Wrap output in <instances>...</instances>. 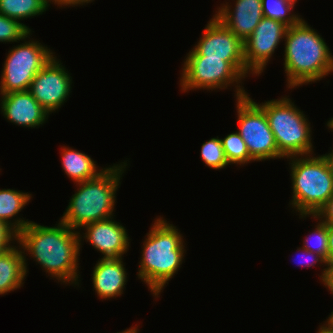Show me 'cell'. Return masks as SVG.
Here are the masks:
<instances>
[{"label": "cell", "mask_w": 333, "mask_h": 333, "mask_svg": "<svg viewBox=\"0 0 333 333\" xmlns=\"http://www.w3.org/2000/svg\"><path fill=\"white\" fill-rule=\"evenodd\" d=\"M238 133L254 161L283 159L265 112L249 96L236 99Z\"/></svg>", "instance_id": "cell-9"}, {"label": "cell", "mask_w": 333, "mask_h": 333, "mask_svg": "<svg viewBox=\"0 0 333 333\" xmlns=\"http://www.w3.org/2000/svg\"><path fill=\"white\" fill-rule=\"evenodd\" d=\"M1 95L0 110L9 122L18 126L35 128L47 121L49 113L28 90Z\"/></svg>", "instance_id": "cell-14"}, {"label": "cell", "mask_w": 333, "mask_h": 333, "mask_svg": "<svg viewBox=\"0 0 333 333\" xmlns=\"http://www.w3.org/2000/svg\"><path fill=\"white\" fill-rule=\"evenodd\" d=\"M79 233L80 231L71 229L61 220L54 227L31 221L18 233L17 244L23 254H31L50 277L63 284L79 286L78 256L82 246Z\"/></svg>", "instance_id": "cell-1"}, {"label": "cell", "mask_w": 333, "mask_h": 333, "mask_svg": "<svg viewBox=\"0 0 333 333\" xmlns=\"http://www.w3.org/2000/svg\"><path fill=\"white\" fill-rule=\"evenodd\" d=\"M231 7L223 3L214 16L244 42L263 18L261 0H236Z\"/></svg>", "instance_id": "cell-15"}, {"label": "cell", "mask_w": 333, "mask_h": 333, "mask_svg": "<svg viewBox=\"0 0 333 333\" xmlns=\"http://www.w3.org/2000/svg\"><path fill=\"white\" fill-rule=\"evenodd\" d=\"M187 56L222 58L244 78L248 76L244 59V42L214 15L206 25L202 37Z\"/></svg>", "instance_id": "cell-10"}, {"label": "cell", "mask_w": 333, "mask_h": 333, "mask_svg": "<svg viewBox=\"0 0 333 333\" xmlns=\"http://www.w3.org/2000/svg\"><path fill=\"white\" fill-rule=\"evenodd\" d=\"M284 39L287 88L319 81L333 72V55L328 45L303 18L287 28Z\"/></svg>", "instance_id": "cell-2"}, {"label": "cell", "mask_w": 333, "mask_h": 333, "mask_svg": "<svg viewBox=\"0 0 333 333\" xmlns=\"http://www.w3.org/2000/svg\"><path fill=\"white\" fill-rule=\"evenodd\" d=\"M26 261L20 245L0 253V295L22 287L28 272Z\"/></svg>", "instance_id": "cell-17"}, {"label": "cell", "mask_w": 333, "mask_h": 333, "mask_svg": "<svg viewBox=\"0 0 333 333\" xmlns=\"http://www.w3.org/2000/svg\"><path fill=\"white\" fill-rule=\"evenodd\" d=\"M94 0H53L52 2L60 7L62 6H72V7H75V6H80V5H83V4H87L89 2H93Z\"/></svg>", "instance_id": "cell-30"}, {"label": "cell", "mask_w": 333, "mask_h": 333, "mask_svg": "<svg viewBox=\"0 0 333 333\" xmlns=\"http://www.w3.org/2000/svg\"><path fill=\"white\" fill-rule=\"evenodd\" d=\"M51 0H0V14L18 21L45 12Z\"/></svg>", "instance_id": "cell-20"}, {"label": "cell", "mask_w": 333, "mask_h": 333, "mask_svg": "<svg viewBox=\"0 0 333 333\" xmlns=\"http://www.w3.org/2000/svg\"><path fill=\"white\" fill-rule=\"evenodd\" d=\"M127 162L107 167L96 178L76 183V193L71 196L69 205L60 219L71 229L109 219L113 215L120 178L126 170Z\"/></svg>", "instance_id": "cell-4"}, {"label": "cell", "mask_w": 333, "mask_h": 333, "mask_svg": "<svg viewBox=\"0 0 333 333\" xmlns=\"http://www.w3.org/2000/svg\"><path fill=\"white\" fill-rule=\"evenodd\" d=\"M59 61L53 56L35 75L28 89L49 114L61 108L72 88V77Z\"/></svg>", "instance_id": "cell-11"}, {"label": "cell", "mask_w": 333, "mask_h": 333, "mask_svg": "<svg viewBox=\"0 0 333 333\" xmlns=\"http://www.w3.org/2000/svg\"><path fill=\"white\" fill-rule=\"evenodd\" d=\"M287 28L283 22L262 18L253 33L244 41V59L249 75H261L278 44L284 39Z\"/></svg>", "instance_id": "cell-12"}, {"label": "cell", "mask_w": 333, "mask_h": 333, "mask_svg": "<svg viewBox=\"0 0 333 333\" xmlns=\"http://www.w3.org/2000/svg\"><path fill=\"white\" fill-rule=\"evenodd\" d=\"M243 78L229 62L222 60V58L186 56L180 86L182 91L187 92L193 89L223 90L233 84L236 88V99H239L249 94L242 87L241 79Z\"/></svg>", "instance_id": "cell-8"}, {"label": "cell", "mask_w": 333, "mask_h": 333, "mask_svg": "<svg viewBox=\"0 0 333 333\" xmlns=\"http://www.w3.org/2000/svg\"><path fill=\"white\" fill-rule=\"evenodd\" d=\"M139 329H138V325L133 326L132 328H128L125 331L122 332H117V333H138Z\"/></svg>", "instance_id": "cell-34"}, {"label": "cell", "mask_w": 333, "mask_h": 333, "mask_svg": "<svg viewBox=\"0 0 333 333\" xmlns=\"http://www.w3.org/2000/svg\"><path fill=\"white\" fill-rule=\"evenodd\" d=\"M61 152L62 168L75 183L96 178L105 169H99L90 156L76 149L64 146Z\"/></svg>", "instance_id": "cell-18"}, {"label": "cell", "mask_w": 333, "mask_h": 333, "mask_svg": "<svg viewBox=\"0 0 333 333\" xmlns=\"http://www.w3.org/2000/svg\"><path fill=\"white\" fill-rule=\"evenodd\" d=\"M12 241V242H11ZM18 241V233L4 221L0 220V253L8 251Z\"/></svg>", "instance_id": "cell-27"}, {"label": "cell", "mask_w": 333, "mask_h": 333, "mask_svg": "<svg viewBox=\"0 0 333 333\" xmlns=\"http://www.w3.org/2000/svg\"><path fill=\"white\" fill-rule=\"evenodd\" d=\"M327 127L333 131V118H331V120L327 121ZM326 157V159L328 160V162L330 163V165L333 167V149L330 153L325 154L324 155Z\"/></svg>", "instance_id": "cell-31"}, {"label": "cell", "mask_w": 333, "mask_h": 333, "mask_svg": "<svg viewBox=\"0 0 333 333\" xmlns=\"http://www.w3.org/2000/svg\"><path fill=\"white\" fill-rule=\"evenodd\" d=\"M201 158L210 168L220 170L230 165L226 159L220 138H211L201 146Z\"/></svg>", "instance_id": "cell-23"}, {"label": "cell", "mask_w": 333, "mask_h": 333, "mask_svg": "<svg viewBox=\"0 0 333 333\" xmlns=\"http://www.w3.org/2000/svg\"><path fill=\"white\" fill-rule=\"evenodd\" d=\"M291 160L292 200L300 218L316 215L333 195V167L324 155H301Z\"/></svg>", "instance_id": "cell-5"}, {"label": "cell", "mask_w": 333, "mask_h": 333, "mask_svg": "<svg viewBox=\"0 0 333 333\" xmlns=\"http://www.w3.org/2000/svg\"><path fill=\"white\" fill-rule=\"evenodd\" d=\"M297 251H301L302 255L300 256V259L302 258L304 262H299L298 266L302 267H314V264L316 265V263L319 262V265L320 263H322V265L324 266H327L326 268L323 269L322 271V274L320 275V279L322 280L321 282L323 283V285H325L328 281V278H329V273H330V269L328 267V263L327 261L320 255L318 254H315L313 252H310L309 250H306L305 248H297Z\"/></svg>", "instance_id": "cell-26"}, {"label": "cell", "mask_w": 333, "mask_h": 333, "mask_svg": "<svg viewBox=\"0 0 333 333\" xmlns=\"http://www.w3.org/2000/svg\"><path fill=\"white\" fill-rule=\"evenodd\" d=\"M333 294V293H332ZM325 324H327L330 328H333V311L329 315L328 319L326 320Z\"/></svg>", "instance_id": "cell-35"}, {"label": "cell", "mask_w": 333, "mask_h": 333, "mask_svg": "<svg viewBox=\"0 0 333 333\" xmlns=\"http://www.w3.org/2000/svg\"><path fill=\"white\" fill-rule=\"evenodd\" d=\"M325 287H327V289L333 293V266L330 268L329 278L325 284Z\"/></svg>", "instance_id": "cell-32"}, {"label": "cell", "mask_w": 333, "mask_h": 333, "mask_svg": "<svg viewBox=\"0 0 333 333\" xmlns=\"http://www.w3.org/2000/svg\"><path fill=\"white\" fill-rule=\"evenodd\" d=\"M85 233H79L80 241L82 237L90 243L97 251H100L102 258H121L127 253L129 240L125 227L116 222L113 217L97 221L84 226Z\"/></svg>", "instance_id": "cell-13"}, {"label": "cell", "mask_w": 333, "mask_h": 333, "mask_svg": "<svg viewBox=\"0 0 333 333\" xmlns=\"http://www.w3.org/2000/svg\"><path fill=\"white\" fill-rule=\"evenodd\" d=\"M31 32L25 24L0 14V42H18Z\"/></svg>", "instance_id": "cell-25"}, {"label": "cell", "mask_w": 333, "mask_h": 333, "mask_svg": "<svg viewBox=\"0 0 333 333\" xmlns=\"http://www.w3.org/2000/svg\"><path fill=\"white\" fill-rule=\"evenodd\" d=\"M256 104L265 112L278 152L284 158L312 155L310 122L290 98L285 96Z\"/></svg>", "instance_id": "cell-6"}, {"label": "cell", "mask_w": 333, "mask_h": 333, "mask_svg": "<svg viewBox=\"0 0 333 333\" xmlns=\"http://www.w3.org/2000/svg\"><path fill=\"white\" fill-rule=\"evenodd\" d=\"M146 236L137 276L158 298L183 263L185 242L176 226L163 217L155 220Z\"/></svg>", "instance_id": "cell-3"}, {"label": "cell", "mask_w": 333, "mask_h": 333, "mask_svg": "<svg viewBox=\"0 0 333 333\" xmlns=\"http://www.w3.org/2000/svg\"><path fill=\"white\" fill-rule=\"evenodd\" d=\"M312 217L318 221L321 220L325 224H333V195L327 200L317 214L312 215Z\"/></svg>", "instance_id": "cell-28"}, {"label": "cell", "mask_w": 333, "mask_h": 333, "mask_svg": "<svg viewBox=\"0 0 333 333\" xmlns=\"http://www.w3.org/2000/svg\"><path fill=\"white\" fill-rule=\"evenodd\" d=\"M319 331L317 333H333V328H330L327 324H323L322 326H319Z\"/></svg>", "instance_id": "cell-33"}, {"label": "cell", "mask_w": 333, "mask_h": 333, "mask_svg": "<svg viewBox=\"0 0 333 333\" xmlns=\"http://www.w3.org/2000/svg\"><path fill=\"white\" fill-rule=\"evenodd\" d=\"M313 240V242H312ZM312 243V244H311ZM306 250L322 256L328 263V234L327 224L321 220L317 223L315 230L306 236L303 240V246Z\"/></svg>", "instance_id": "cell-24"}, {"label": "cell", "mask_w": 333, "mask_h": 333, "mask_svg": "<svg viewBox=\"0 0 333 333\" xmlns=\"http://www.w3.org/2000/svg\"><path fill=\"white\" fill-rule=\"evenodd\" d=\"M222 142V147L229 164L243 165L253 162L254 160L250 157L248 148L237 132L230 133L224 139H220Z\"/></svg>", "instance_id": "cell-22"}, {"label": "cell", "mask_w": 333, "mask_h": 333, "mask_svg": "<svg viewBox=\"0 0 333 333\" xmlns=\"http://www.w3.org/2000/svg\"><path fill=\"white\" fill-rule=\"evenodd\" d=\"M32 195L15 189H0V220L10 225L17 233L31 221L21 218L13 219L29 203ZM13 219V221L9 220Z\"/></svg>", "instance_id": "cell-19"}, {"label": "cell", "mask_w": 333, "mask_h": 333, "mask_svg": "<svg viewBox=\"0 0 333 333\" xmlns=\"http://www.w3.org/2000/svg\"><path fill=\"white\" fill-rule=\"evenodd\" d=\"M121 258H101L92 272L93 288L99 298L121 296L127 283V273Z\"/></svg>", "instance_id": "cell-16"}, {"label": "cell", "mask_w": 333, "mask_h": 333, "mask_svg": "<svg viewBox=\"0 0 333 333\" xmlns=\"http://www.w3.org/2000/svg\"><path fill=\"white\" fill-rule=\"evenodd\" d=\"M31 32L18 46L8 51L1 73L0 94L27 91L35 75L54 56L52 50L38 41L29 40Z\"/></svg>", "instance_id": "cell-7"}, {"label": "cell", "mask_w": 333, "mask_h": 333, "mask_svg": "<svg viewBox=\"0 0 333 333\" xmlns=\"http://www.w3.org/2000/svg\"><path fill=\"white\" fill-rule=\"evenodd\" d=\"M297 0H261L263 17L283 22L285 25H296L302 18L291 14Z\"/></svg>", "instance_id": "cell-21"}, {"label": "cell", "mask_w": 333, "mask_h": 333, "mask_svg": "<svg viewBox=\"0 0 333 333\" xmlns=\"http://www.w3.org/2000/svg\"><path fill=\"white\" fill-rule=\"evenodd\" d=\"M328 234V267L333 266V224H327Z\"/></svg>", "instance_id": "cell-29"}]
</instances>
